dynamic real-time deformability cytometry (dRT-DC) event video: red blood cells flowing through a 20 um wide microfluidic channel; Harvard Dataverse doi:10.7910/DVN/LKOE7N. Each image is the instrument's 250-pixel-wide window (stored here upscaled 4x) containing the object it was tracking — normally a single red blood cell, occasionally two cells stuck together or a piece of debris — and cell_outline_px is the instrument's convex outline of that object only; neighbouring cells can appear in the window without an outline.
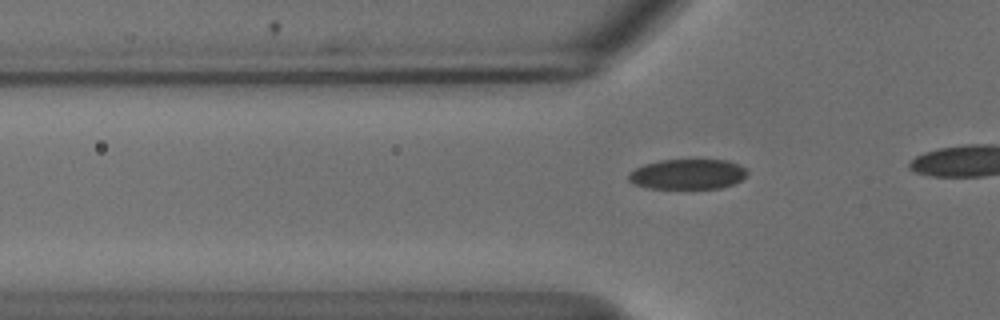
{"species": "common noctule bat (a hibernating species)", "species_latin": "Nyctalus noctula", "temperature_condition": "cold", "stored_images_in_passage": 13, "camera_frame_rate_fps": 3000, "um_per_image_px": 0.085, "animal": {"sex": "male", "body_mass_g": 18.8}, "frame": {"image": 1, "passage_image": 6, "time_ms": 1.667, "image_size_px": [1000, 320], "cell_outline_px": [[748, 176], [732, 184], [720, 188], [688, 192], [648, 188], [632, 184], [628, 180], [628, 172], [644, 164], [660, 160], [728, 160], [740, 164], [748, 168]], "centroid_in_image_um": [58.45, 14.86], "position_along_channel_um": 67.3, "area_um2": 22.14}}
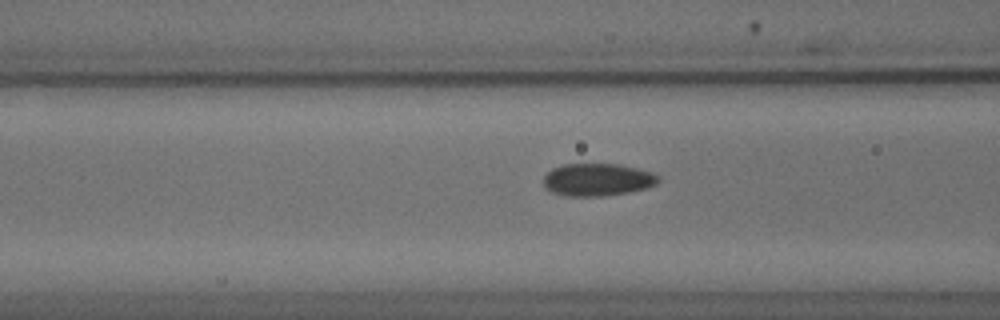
{"frame": {"image": 2, "passage_image": 10, "time_ms": 3.0, "image_size_px": [1000, 320], "cell_outline_px": [[660, 180], [656, 184], [648, 188], [628, 192], [600, 196], [564, 196], [552, 192], [544, 188], [544, 176], [552, 168], [564, 164], [620, 164], [652, 172], [660, 176]], "centroid_in_image_um": [50.79, 15.27], "position_along_channel_um": 115.8, "area_um2": 21.91}}